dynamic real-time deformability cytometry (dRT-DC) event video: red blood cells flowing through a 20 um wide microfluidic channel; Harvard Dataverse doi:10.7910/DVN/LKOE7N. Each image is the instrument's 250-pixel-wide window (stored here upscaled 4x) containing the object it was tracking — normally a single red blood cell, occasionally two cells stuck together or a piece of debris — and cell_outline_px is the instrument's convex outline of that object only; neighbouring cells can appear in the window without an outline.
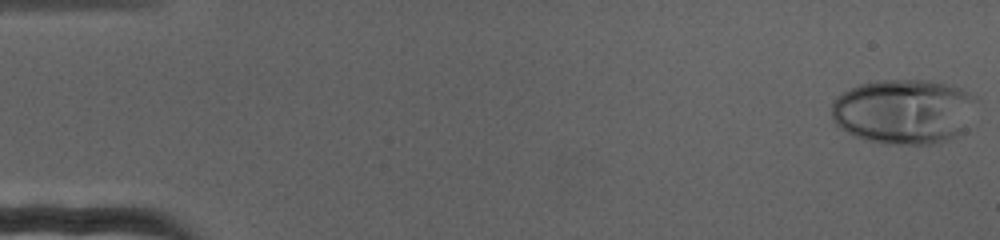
{"species": "human", "species_latin": "Homo sapiens", "temperature_condition": "cold", "stored_images_in_passage": 73, "camera_frame_rate_fps": 3000, "um_per_image_px": 0.085, "donor": {"sex": "female"}, "frame": {"image": 1, "passage_image": 1, "time_ms": 0.0, "image_size_px": [1000, 240], "cell_outline_px": [[976, 100], [960, 132], [948, 140], [932, 144], [888, 144], [868, 140], [856, 136], [840, 128], [832, 120], [832, 104], [844, 92], [860, 84], [876, 80], [928, 80], [960, 88], [976, 96]], "centroid_in_image_um": [76.78, 9.47], "position_along_channel_um": 8.2, "area_um2": 54.04}}
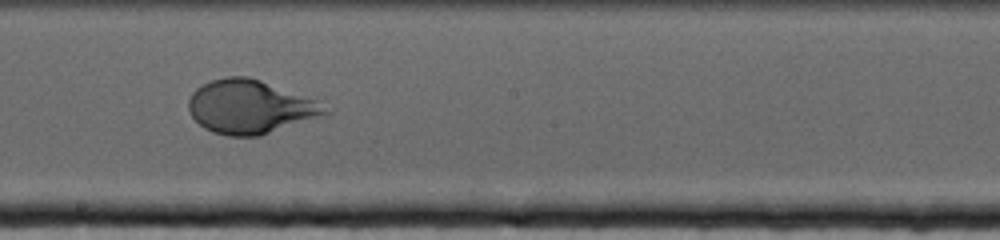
{"frame": {"image": 2, "passage_image": 41, "time_ms": 13.333, "image_size_px": [1000, 240], "cell_outline_px": [[332, 112], [260, 136], [228, 136], [212, 132], [204, 128], [192, 116], [188, 108], [188, 100], [192, 92], [196, 88], [212, 80], [228, 76], [248, 76], [260, 80], [316, 100]], "centroid_in_image_um": [21.22, 9.09], "position_along_channel_um": 227.0, "area_um2": 42.25}}
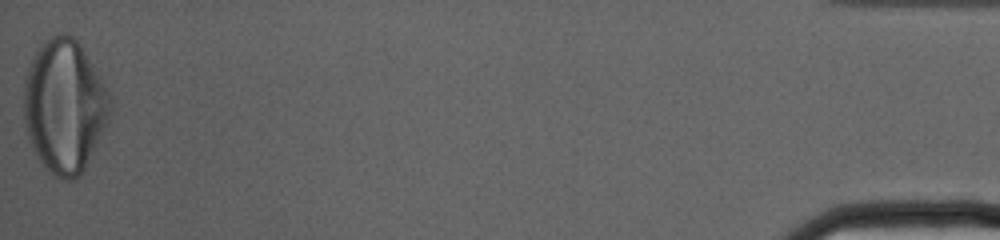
{"frame": {"image": 3, "passage_image": 73, "time_ms": 24.0, "image_size_px": [1000, 240], "cell_outline_px": [[112, 112], [84, 168], [72, 180], [60, 180], [52, 176], [48, 172], [32, 148], [28, 140], [24, 120], [24, 80], [28, 68], [36, 52], [52, 36], [60, 32], [64, 32], [72, 36], [80, 44], [108, 88], [112, 108]], "centroid_in_image_um": [5.48, 9.03], "position_along_channel_um": 429.7, "area_um2": 66.7}}